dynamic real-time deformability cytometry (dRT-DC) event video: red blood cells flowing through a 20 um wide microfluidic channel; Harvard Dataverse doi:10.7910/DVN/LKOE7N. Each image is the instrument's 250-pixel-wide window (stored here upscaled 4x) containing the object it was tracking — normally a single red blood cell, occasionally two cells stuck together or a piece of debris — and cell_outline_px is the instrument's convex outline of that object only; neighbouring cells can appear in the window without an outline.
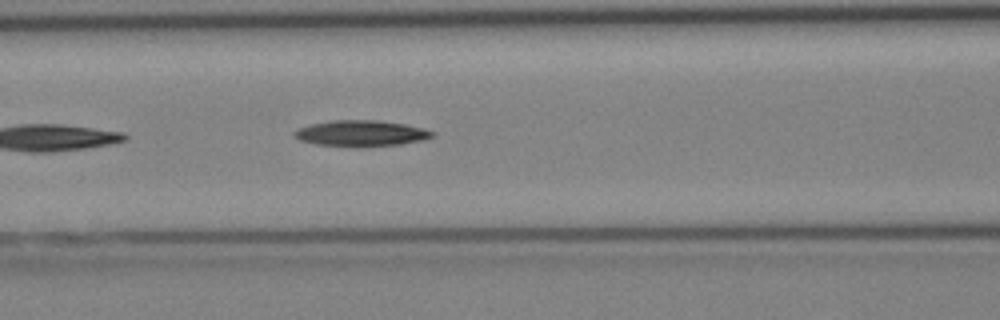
{"species": "Egyptian fruit bat (a non-hibernating species)", "species_latin": "Rousettus aegyptiacus", "temperature_condition": "cold", "stored_images_in_passage": 7, "camera_frame_rate_fps": 3000, "um_per_image_px": 0.085, "animal": {"sex": "female"}, "frame": {"image": 1, "passage_image": 7, "time_ms": 8.0, "image_size_px": [1000, 320], "cell_outline_px": [[436, 132], [432, 136], [424, 140], [400, 144], [360, 148], [316, 144], [300, 140], [292, 136], [292, 132], [300, 128], [312, 124], [332, 120], [376, 120], [404, 124], [424, 128]], "centroid_in_image_um": [30.69, 11.35], "position_along_channel_um": 135.9, "area_um2": 21.1}}